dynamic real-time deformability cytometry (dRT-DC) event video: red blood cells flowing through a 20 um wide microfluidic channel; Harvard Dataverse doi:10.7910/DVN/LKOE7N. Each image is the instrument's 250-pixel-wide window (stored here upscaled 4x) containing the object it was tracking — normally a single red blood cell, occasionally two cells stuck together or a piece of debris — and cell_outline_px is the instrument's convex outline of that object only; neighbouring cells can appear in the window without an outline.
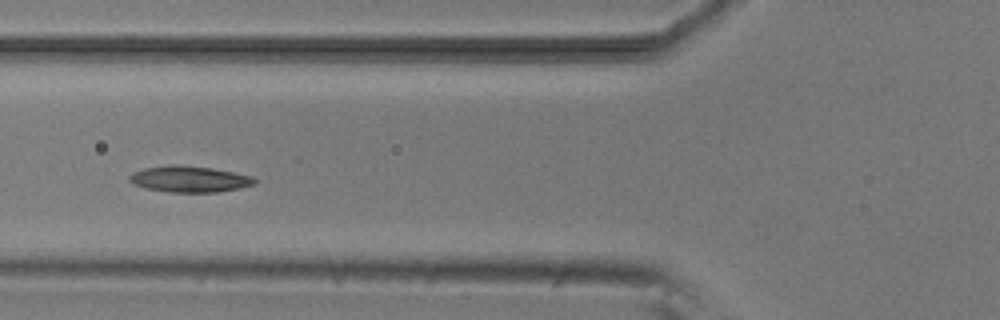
{"species": "common noctule bat (a hibernating species)", "species_latin": "Nyctalus noctula", "temperature_condition": "room temperature", "stored_images_in_passage": 8, "camera_frame_rate_fps": 3000, "um_per_image_px": 0.085, "animal": {"sex": "male", "body_mass_g": 20.5, "forearm_length_mm": 52.5}, "frame": {"image": 1, "passage_image": 5, "time_ms": 5.333, "image_size_px": [1000, 320], "cell_outline_px": [[256, 184], [240, 188], [216, 192], [168, 192], [144, 188], [132, 184], [128, 180], [128, 176], [132, 172], [144, 168], [168, 164], [180, 164], [212, 168], [252, 176], [256, 180]], "centroid_in_image_um": [16.05, 15.21], "position_along_channel_um": 109.8, "area_um2": 19.36}}
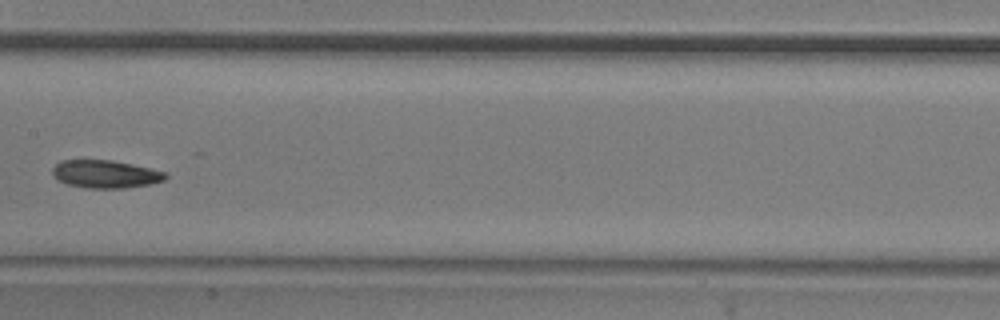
{"frame": {"image": 2, "passage_image": 7, "time_ms": 7.667, "image_size_px": [1000, 320], "cell_outline_px": [[168, 176], [164, 180], [148, 184], [124, 188], [88, 188], [68, 184], [60, 180], [52, 172], [52, 168], [60, 160], [112, 160], [132, 164], [164, 172]], "centroid_in_image_um": [8.95, 14.79], "position_along_channel_um": 198.4, "area_um2": 18.03}}
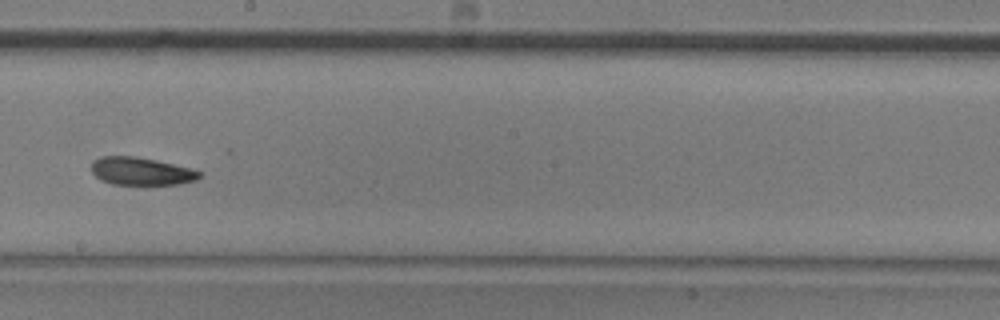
{"frame": {"image": 3, "passage_image": 8, "time_ms": 8.667, "image_size_px": [1000, 320], "cell_outline_px": [[200, 176], [196, 180], [180, 184], [144, 188], [112, 184], [100, 180], [92, 172], [92, 160], [100, 156], [136, 156], [156, 160], [188, 168], [200, 172]], "centroid_in_image_um": [11.96, 14.61], "position_along_channel_um": 236.2, "area_um2": 18.32}}